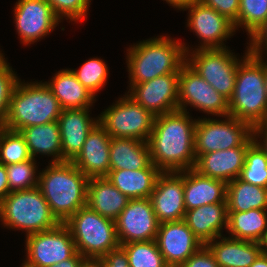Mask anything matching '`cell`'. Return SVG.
I'll return each mask as SVG.
<instances>
[{"label": "cell", "instance_id": "obj_26", "mask_svg": "<svg viewBox=\"0 0 267 267\" xmlns=\"http://www.w3.org/2000/svg\"><path fill=\"white\" fill-rule=\"evenodd\" d=\"M45 83L62 109L91 108L96 102V96L77 80L70 68L58 71Z\"/></svg>", "mask_w": 267, "mask_h": 267}, {"label": "cell", "instance_id": "obj_14", "mask_svg": "<svg viewBox=\"0 0 267 267\" xmlns=\"http://www.w3.org/2000/svg\"><path fill=\"white\" fill-rule=\"evenodd\" d=\"M15 4L14 24L23 45L40 41L62 22L46 0H18Z\"/></svg>", "mask_w": 267, "mask_h": 267}, {"label": "cell", "instance_id": "obj_22", "mask_svg": "<svg viewBox=\"0 0 267 267\" xmlns=\"http://www.w3.org/2000/svg\"><path fill=\"white\" fill-rule=\"evenodd\" d=\"M183 220L198 240L205 245L223 235L224 229L227 230V202L213 203L186 210Z\"/></svg>", "mask_w": 267, "mask_h": 267}, {"label": "cell", "instance_id": "obj_7", "mask_svg": "<svg viewBox=\"0 0 267 267\" xmlns=\"http://www.w3.org/2000/svg\"><path fill=\"white\" fill-rule=\"evenodd\" d=\"M65 224L71 231L76 251L84 258H101L120 247L115 221L101 216L87 205Z\"/></svg>", "mask_w": 267, "mask_h": 267}, {"label": "cell", "instance_id": "obj_9", "mask_svg": "<svg viewBox=\"0 0 267 267\" xmlns=\"http://www.w3.org/2000/svg\"><path fill=\"white\" fill-rule=\"evenodd\" d=\"M224 119L199 118L195 125L194 151L202 155L234 147H247L253 140V127L230 115Z\"/></svg>", "mask_w": 267, "mask_h": 267}, {"label": "cell", "instance_id": "obj_8", "mask_svg": "<svg viewBox=\"0 0 267 267\" xmlns=\"http://www.w3.org/2000/svg\"><path fill=\"white\" fill-rule=\"evenodd\" d=\"M189 47L186 46V63L229 100L234 92L238 65L249 54L248 47L240 59L229 47L195 50Z\"/></svg>", "mask_w": 267, "mask_h": 267}, {"label": "cell", "instance_id": "obj_36", "mask_svg": "<svg viewBox=\"0 0 267 267\" xmlns=\"http://www.w3.org/2000/svg\"><path fill=\"white\" fill-rule=\"evenodd\" d=\"M267 19V0H240L235 30L244 28L247 36L253 35Z\"/></svg>", "mask_w": 267, "mask_h": 267}, {"label": "cell", "instance_id": "obj_32", "mask_svg": "<svg viewBox=\"0 0 267 267\" xmlns=\"http://www.w3.org/2000/svg\"><path fill=\"white\" fill-rule=\"evenodd\" d=\"M238 178L255 186L267 188V154L255 140L247 146L244 166Z\"/></svg>", "mask_w": 267, "mask_h": 267}, {"label": "cell", "instance_id": "obj_21", "mask_svg": "<svg viewBox=\"0 0 267 267\" xmlns=\"http://www.w3.org/2000/svg\"><path fill=\"white\" fill-rule=\"evenodd\" d=\"M246 150L247 147H234L196 155L193 169L201 175L230 182L239 177Z\"/></svg>", "mask_w": 267, "mask_h": 267}, {"label": "cell", "instance_id": "obj_15", "mask_svg": "<svg viewBox=\"0 0 267 267\" xmlns=\"http://www.w3.org/2000/svg\"><path fill=\"white\" fill-rule=\"evenodd\" d=\"M115 224L120 245L155 240L160 225L150 198L129 199Z\"/></svg>", "mask_w": 267, "mask_h": 267}, {"label": "cell", "instance_id": "obj_12", "mask_svg": "<svg viewBox=\"0 0 267 267\" xmlns=\"http://www.w3.org/2000/svg\"><path fill=\"white\" fill-rule=\"evenodd\" d=\"M188 106L216 117L229 114V100L185 62L179 70L178 110L188 112Z\"/></svg>", "mask_w": 267, "mask_h": 267}, {"label": "cell", "instance_id": "obj_38", "mask_svg": "<svg viewBox=\"0 0 267 267\" xmlns=\"http://www.w3.org/2000/svg\"><path fill=\"white\" fill-rule=\"evenodd\" d=\"M9 64L5 56L0 60V127L5 124L11 94L19 80Z\"/></svg>", "mask_w": 267, "mask_h": 267}, {"label": "cell", "instance_id": "obj_34", "mask_svg": "<svg viewBox=\"0 0 267 267\" xmlns=\"http://www.w3.org/2000/svg\"><path fill=\"white\" fill-rule=\"evenodd\" d=\"M31 158L28 146L20 132L0 127V163L6 166Z\"/></svg>", "mask_w": 267, "mask_h": 267}, {"label": "cell", "instance_id": "obj_1", "mask_svg": "<svg viewBox=\"0 0 267 267\" xmlns=\"http://www.w3.org/2000/svg\"><path fill=\"white\" fill-rule=\"evenodd\" d=\"M189 111L176 110L155 117L148 139L152 163L161 172H179L193 169L195 125Z\"/></svg>", "mask_w": 267, "mask_h": 267}, {"label": "cell", "instance_id": "obj_19", "mask_svg": "<svg viewBox=\"0 0 267 267\" xmlns=\"http://www.w3.org/2000/svg\"><path fill=\"white\" fill-rule=\"evenodd\" d=\"M91 108L63 109L58 118L61 135L63 162H72L81 152L86 137L99 123L98 116L92 118Z\"/></svg>", "mask_w": 267, "mask_h": 267}, {"label": "cell", "instance_id": "obj_44", "mask_svg": "<svg viewBox=\"0 0 267 267\" xmlns=\"http://www.w3.org/2000/svg\"><path fill=\"white\" fill-rule=\"evenodd\" d=\"M253 138L267 154V121L253 127Z\"/></svg>", "mask_w": 267, "mask_h": 267}, {"label": "cell", "instance_id": "obj_25", "mask_svg": "<svg viewBox=\"0 0 267 267\" xmlns=\"http://www.w3.org/2000/svg\"><path fill=\"white\" fill-rule=\"evenodd\" d=\"M129 198L106 177H94L88 181L86 205L103 217L116 220L126 207Z\"/></svg>", "mask_w": 267, "mask_h": 267}, {"label": "cell", "instance_id": "obj_52", "mask_svg": "<svg viewBox=\"0 0 267 267\" xmlns=\"http://www.w3.org/2000/svg\"><path fill=\"white\" fill-rule=\"evenodd\" d=\"M4 57V54L2 53V50L0 51V60Z\"/></svg>", "mask_w": 267, "mask_h": 267}, {"label": "cell", "instance_id": "obj_46", "mask_svg": "<svg viewBox=\"0 0 267 267\" xmlns=\"http://www.w3.org/2000/svg\"><path fill=\"white\" fill-rule=\"evenodd\" d=\"M83 259L84 257L80 253L76 252L71 258L48 267H80Z\"/></svg>", "mask_w": 267, "mask_h": 267}, {"label": "cell", "instance_id": "obj_3", "mask_svg": "<svg viewBox=\"0 0 267 267\" xmlns=\"http://www.w3.org/2000/svg\"><path fill=\"white\" fill-rule=\"evenodd\" d=\"M88 181L89 178L68 161L49 163L39 172L38 187L60 223L86 206Z\"/></svg>", "mask_w": 267, "mask_h": 267}, {"label": "cell", "instance_id": "obj_30", "mask_svg": "<svg viewBox=\"0 0 267 267\" xmlns=\"http://www.w3.org/2000/svg\"><path fill=\"white\" fill-rule=\"evenodd\" d=\"M229 237L259 242L267 237V209H252L246 212L228 211Z\"/></svg>", "mask_w": 267, "mask_h": 267}, {"label": "cell", "instance_id": "obj_54", "mask_svg": "<svg viewBox=\"0 0 267 267\" xmlns=\"http://www.w3.org/2000/svg\"><path fill=\"white\" fill-rule=\"evenodd\" d=\"M20 267H28V266H26L24 263H22V266H20Z\"/></svg>", "mask_w": 267, "mask_h": 267}, {"label": "cell", "instance_id": "obj_27", "mask_svg": "<svg viewBox=\"0 0 267 267\" xmlns=\"http://www.w3.org/2000/svg\"><path fill=\"white\" fill-rule=\"evenodd\" d=\"M110 170H139L156 167L151 160L148 142L133 138H111Z\"/></svg>", "mask_w": 267, "mask_h": 267}, {"label": "cell", "instance_id": "obj_13", "mask_svg": "<svg viewBox=\"0 0 267 267\" xmlns=\"http://www.w3.org/2000/svg\"><path fill=\"white\" fill-rule=\"evenodd\" d=\"M188 10L187 26L201 41L194 49L226 48L227 39L236 32L234 24L213 8L200 1L194 2L182 9ZM202 42V43H201Z\"/></svg>", "mask_w": 267, "mask_h": 267}, {"label": "cell", "instance_id": "obj_50", "mask_svg": "<svg viewBox=\"0 0 267 267\" xmlns=\"http://www.w3.org/2000/svg\"><path fill=\"white\" fill-rule=\"evenodd\" d=\"M264 84L267 94V60H264Z\"/></svg>", "mask_w": 267, "mask_h": 267}, {"label": "cell", "instance_id": "obj_41", "mask_svg": "<svg viewBox=\"0 0 267 267\" xmlns=\"http://www.w3.org/2000/svg\"><path fill=\"white\" fill-rule=\"evenodd\" d=\"M249 43L247 44L249 46L248 50L249 53L253 56L264 60V56H267V19L266 21L261 25V27L249 37ZM266 51V53H265ZM263 53L265 55H263Z\"/></svg>", "mask_w": 267, "mask_h": 267}, {"label": "cell", "instance_id": "obj_37", "mask_svg": "<svg viewBox=\"0 0 267 267\" xmlns=\"http://www.w3.org/2000/svg\"><path fill=\"white\" fill-rule=\"evenodd\" d=\"M36 159L6 165L9 191H19L38 186L39 171ZM38 172V173H37Z\"/></svg>", "mask_w": 267, "mask_h": 267}, {"label": "cell", "instance_id": "obj_10", "mask_svg": "<svg viewBox=\"0 0 267 267\" xmlns=\"http://www.w3.org/2000/svg\"><path fill=\"white\" fill-rule=\"evenodd\" d=\"M115 102L98 115L99 124L111 138H133L147 142L156 116L126 93Z\"/></svg>", "mask_w": 267, "mask_h": 267}, {"label": "cell", "instance_id": "obj_48", "mask_svg": "<svg viewBox=\"0 0 267 267\" xmlns=\"http://www.w3.org/2000/svg\"><path fill=\"white\" fill-rule=\"evenodd\" d=\"M80 267H103L102 258H84Z\"/></svg>", "mask_w": 267, "mask_h": 267}, {"label": "cell", "instance_id": "obj_49", "mask_svg": "<svg viewBox=\"0 0 267 267\" xmlns=\"http://www.w3.org/2000/svg\"><path fill=\"white\" fill-rule=\"evenodd\" d=\"M250 267H267V253L263 251Z\"/></svg>", "mask_w": 267, "mask_h": 267}, {"label": "cell", "instance_id": "obj_45", "mask_svg": "<svg viewBox=\"0 0 267 267\" xmlns=\"http://www.w3.org/2000/svg\"><path fill=\"white\" fill-rule=\"evenodd\" d=\"M9 193L6 166L0 163V200L4 199Z\"/></svg>", "mask_w": 267, "mask_h": 267}, {"label": "cell", "instance_id": "obj_24", "mask_svg": "<svg viewBox=\"0 0 267 267\" xmlns=\"http://www.w3.org/2000/svg\"><path fill=\"white\" fill-rule=\"evenodd\" d=\"M227 183L201 175L194 169L184 170V204L186 210L203 205L227 202Z\"/></svg>", "mask_w": 267, "mask_h": 267}, {"label": "cell", "instance_id": "obj_35", "mask_svg": "<svg viewBox=\"0 0 267 267\" xmlns=\"http://www.w3.org/2000/svg\"><path fill=\"white\" fill-rule=\"evenodd\" d=\"M77 80L97 97V93L107 85L109 69L101 58H90L79 69H71Z\"/></svg>", "mask_w": 267, "mask_h": 267}, {"label": "cell", "instance_id": "obj_20", "mask_svg": "<svg viewBox=\"0 0 267 267\" xmlns=\"http://www.w3.org/2000/svg\"><path fill=\"white\" fill-rule=\"evenodd\" d=\"M111 137L98 123L88 134L81 152L72 163L89 179L106 177L110 171Z\"/></svg>", "mask_w": 267, "mask_h": 267}, {"label": "cell", "instance_id": "obj_43", "mask_svg": "<svg viewBox=\"0 0 267 267\" xmlns=\"http://www.w3.org/2000/svg\"><path fill=\"white\" fill-rule=\"evenodd\" d=\"M102 258L103 267H130L125 251L119 247Z\"/></svg>", "mask_w": 267, "mask_h": 267}, {"label": "cell", "instance_id": "obj_31", "mask_svg": "<svg viewBox=\"0 0 267 267\" xmlns=\"http://www.w3.org/2000/svg\"><path fill=\"white\" fill-rule=\"evenodd\" d=\"M228 211L246 212L267 209V188L255 186L236 178L227 182Z\"/></svg>", "mask_w": 267, "mask_h": 267}, {"label": "cell", "instance_id": "obj_42", "mask_svg": "<svg viewBox=\"0 0 267 267\" xmlns=\"http://www.w3.org/2000/svg\"><path fill=\"white\" fill-rule=\"evenodd\" d=\"M180 267H219L206 245L200 247Z\"/></svg>", "mask_w": 267, "mask_h": 267}, {"label": "cell", "instance_id": "obj_51", "mask_svg": "<svg viewBox=\"0 0 267 267\" xmlns=\"http://www.w3.org/2000/svg\"><path fill=\"white\" fill-rule=\"evenodd\" d=\"M263 250H264V252L267 253V237H266L265 241L263 242Z\"/></svg>", "mask_w": 267, "mask_h": 267}, {"label": "cell", "instance_id": "obj_40", "mask_svg": "<svg viewBox=\"0 0 267 267\" xmlns=\"http://www.w3.org/2000/svg\"><path fill=\"white\" fill-rule=\"evenodd\" d=\"M207 7L213 8L233 24L237 22L240 0H199Z\"/></svg>", "mask_w": 267, "mask_h": 267}, {"label": "cell", "instance_id": "obj_5", "mask_svg": "<svg viewBox=\"0 0 267 267\" xmlns=\"http://www.w3.org/2000/svg\"><path fill=\"white\" fill-rule=\"evenodd\" d=\"M252 127L267 121L264 60L248 54L238 65L229 114Z\"/></svg>", "mask_w": 267, "mask_h": 267}, {"label": "cell", "instance_id": "obj_16", "mask_svg": "<svg viewBox=\"0 0 267 267\" xmlns=\"http://www.w3.org/2000/svg\"><path fill=\"white\" fill-rule=\"evenodd\" d=\"M178 86L179 73H171L134 84L127 94L154 116H160L178 110Z\"/></svg>", "mask_w": 267, "mask_h": 267}, {"label": "cell", "instance_id": "obj_29", "mask_svg": "<svg viewBox=\"0 0 267 267\" xmlns=\"http://www.w3.org/2000/svg\"><path fill=\"white\" fill-rule=\"evenodd\" d=\"M162 172L157 167L139 170H110L106 178L129 199L150 198L157 177Z\"/></svg>", "mask_w": 267, "mask_h": 267}, {"label": "cell", "instance_id": "obj_17", "mask_svg": "<svg viewBox=\"0 0 267 267\" xmlns=\"http://www.w3.org/2000/svg\"><path fill=\"white\" fill-rule=\"evenodd\" d=\"M155 241L169 267H180L203 246L184 220L161 223Z\"/></svg>", "mask_w": 267, "mask_h": 267}, {"label": "cell", "instance_id": "obj_11", "mask_svg": "<svg viewBox=\"0 0 267 267\" xmlns=\"http://www.w3.org/2000/svg\"><path fill=\"white\" fill-rule=\"evenodd\" d=\"M26 258L28 267H48L71 258L77 251L71 231L65 223L26 236Z\"/></svg>", "mask_w": 267, "mask_h": 267}, {"label": "cell", "instance_id": "obj_47", "mask_svg": "<svg viewBox=\"0 0 267 267\" xmlns=\"http://www.w3.org/2000/svg\"><path fill=\"white\" fill-rule=\"evenodd\" d=\"M173 8H177L178 10H182L186 6L191 5L194 2H198L199 0H164Z\"/></svg>", "mask_w": 267, "mask_h": 267}, {"label": "cell", "instance_id": "obj_6", "mask_svg": "<svg viewBox=\"0 0 267 267\" xmlns=\"http://www.w3.org/2000/svg\"><path fill=\"white\" fill-rule=\"evenodd\" d=\"M0 221L5 228L24 231L26 236L52 229L60 223L38 186L12 191L2 199Z\"/></svg>", "mask_w": 267, "mask_h": 267}, {"label": "cell", "instance_id": "obj_28", "mask_svg": "<svg viewBox=\"0 0 267 267\" xmlns=\"http://www.w3.org/2000/svg\"><path fill=\"white\" fill-rule=\"evenodd\" d=\"M20 134L24 137L32 158L36 156H53L50 163L63 162L61 135L58 121L43 125H35L23 128Z\"/></svg>", "mask_w": 267, "mask_h": 267}, {"label": "cell", "instance_id": "obj_53", "mask_svg": "<svg viewBox=\"0 0 267 267\" xmlns=\"http://www.w3.org/2000/svg\"><path fill=\"white\" fill-rule=\"evenodd\" d=\"M0 218H1V200H0Z\"/></svg>", "mask_w": 267, "mask_h": 267}, {"label": "cell", "instance_id": "obj_2", "mask_svg": "<svg viewBox=\"0 0 267 267\" xmlns=\"http://www.w3.org/2000/svg\"><path fill=\"white\" fill-rule=\"evenodd\" d=\"M186 43L170 36H156L127 48L129 89L158 76L179 73L186 62Z\"/></svg>", "mask_w": 267, "mask_h": 267}, {"label": "cell", "instance_id": "obj_4", "mask_svg": "<svg viewBox=\"0 0 267 267\" xmlns=\"http://www.w3.org/2000/svg\"><path fill=\"white\" fill-rule=\"evenodd\" d=\"M62 110L59 101L45 82L26 83L19 79L11 94L3 127L19 132L30 126L58 121Z\"/></svg>", "mask_w": 267, "mask_h": 267}, {"label": "cell", "instance_id": "obj_18", "mask_svg": "<svg viewBox=\"0 0 267 267\" xmlns=\"http://www.w3.org/2000/svg\"><path fill=\"white\" fill-rule=\"evenodd\" d=\"M153 210L159 223L184 219V171L162 172L151 193Z\"/></svg>", "mask_w": 267, "mask_h": 267}, {"label": "cell", "instance_id": "obj_23", "mask_svg": "<svg viewBox=\"0 0 267 267\" xmlns=\"http://www.w3.org/2000/svg\"><path fill=\"white\" fill-rule=\"evenodd\" d=\"M219 267H250L264 251L259 242L221 235L205 244Z\"/></svg>", "mask_w": 267, "mask_h": 267}, {"label": "cell", "instance_id": "obj_39", "mask_svg": "<svg viewBox=\"0 0 267 267\" xmlns=\"http://www.w3.org/2000/svg\"><path fill=\"white\" fill-rule=\"evenodd\" d=\"M52 7L54 13L61 21L65 18L74 22H82L87 17L91 0H46Z\"/></svg>", "mask_w": 267, "mask_h": 267}, {"label": "cell", "instance_id": "obj_33", "mask_svg": "<svg viewBox=\"0 0 267 267\" xmlns=\"http://www.w3.org/2000/svg\"><path fill=\"white\" fill-rule=\"evenodd\" d=\"M120 247L125 251L130 267H169L155 240L130 242Z\"/></svg>", "mask_w": 267, "mask_h": 267}]
</instances>
